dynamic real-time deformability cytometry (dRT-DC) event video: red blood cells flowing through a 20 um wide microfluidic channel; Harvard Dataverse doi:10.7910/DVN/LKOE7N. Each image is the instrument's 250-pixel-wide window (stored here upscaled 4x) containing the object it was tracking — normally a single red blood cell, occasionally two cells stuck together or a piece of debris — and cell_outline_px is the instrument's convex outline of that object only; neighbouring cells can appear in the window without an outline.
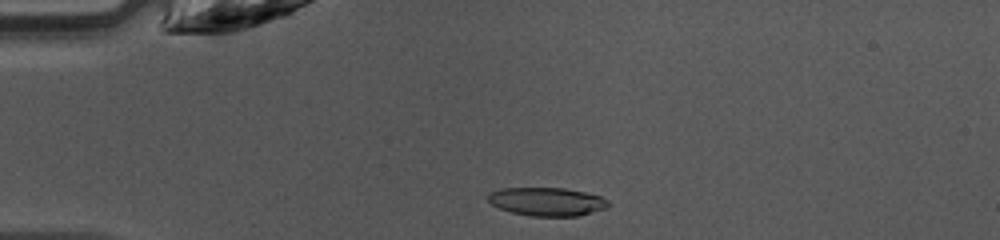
{"species": "common noctule bat (a hibernating species)", "species_latin": "Nyctalus noctula", "temperature_condition": "warm", "stored_images_in_passage": 33, "camera_frame_rate_fps": 3000, "um_per_image_px": 0.085, "animal": {"sex": "female", "body_mass_g": 10.0, "forearm_length_mm": 53.1}, "frame": {"image": 1, "passage_image": 2, "time_ms": 0.333, "image_size_px": [1000, 240], "cell_outline_px": [[612, 204], [608, 208], [580, 216], [532, 216], [512, 212], [500, 208], [492, 204], [488, 200], [488, 196], [492, 192], [500, 188], [564, 188], [584, 192], [600, 196], [608, 200]], "centroid_in_image_um": [46.56, 17.14], "position_along_channel_um": 38.4, "area_um2": 19.94}}
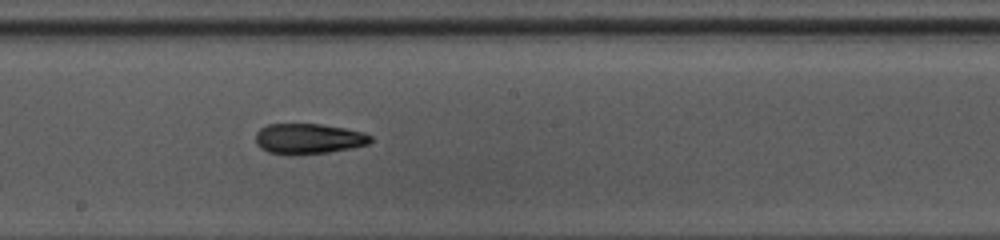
{"frame": {"image": 2, "passage_image": 17, "time_ms": 5.333, "image_size_px": [1000, 240], "cell_outline_px": [[372, 140], [368, 144], [352, 148], [328, 152], [268, 152], [260, 148], [256, 144], [256, 132], [260, 128], [268, 124], [320, 124], [344, 128], [364, 132], [372, 136]], "centroid_in_image_um": [26.25, 11.75], "position_along_channel_um": 222.0, "area_um2": 19.77}}
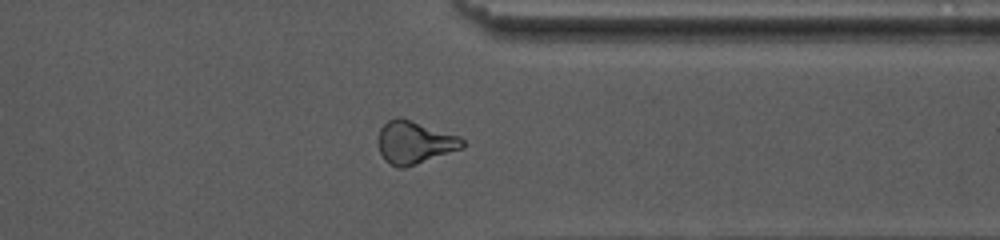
{"frame": {"image": 3, "passage_image": 28, "time_ms": 9.0, "image_size_px": [1000, 240], "cell_outline_px": [[464, 148], [404, 168], [396, 168], [384, 160], [380, 152], [380, 128], [388, 120], [396, 116], [400, 116], [460, 136], [464, 140]], "centroid_in_image_um": [35.26, 12.1], "position_along_channel_um": 376.1, "area_um2": 20.98}}